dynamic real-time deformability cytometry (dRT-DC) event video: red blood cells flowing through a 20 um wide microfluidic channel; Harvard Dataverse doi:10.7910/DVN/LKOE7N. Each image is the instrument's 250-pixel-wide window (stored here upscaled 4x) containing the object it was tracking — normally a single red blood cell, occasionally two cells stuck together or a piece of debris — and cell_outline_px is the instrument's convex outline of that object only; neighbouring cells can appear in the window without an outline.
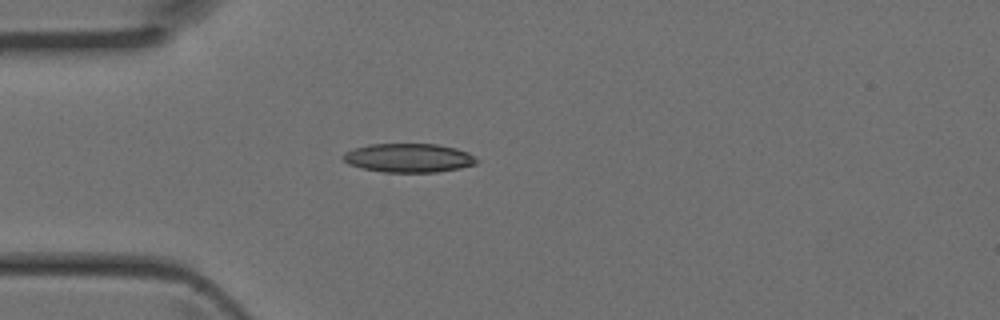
{"species": "Egyptian fruit bat (a non-hibernating species)", "species_latin": "Rousettus aegyptiacus", "temperature_condition": "room temperature", "stored_images_in_passage": 38, "camera_frame_rate_fps": 3000, "um_per_image_px": 0.085, "animal": {"sex": "female"}, "frame": {"image": 1, "passage_image": 6, "time_ms": 1.667, "image_size_px": [1000, 320], "cell_outline_px": [[480, 160], [476, 164], [460, 168], [436, 172], [384, 172], [364, 168], [348, 164], [340, 156], [344, 152], [352, 148], [368, 144], [440, 144], [456, 148], [468, 152]], "centroid_in_image_um": [34.74, 13.41], "position_along_channel_um": 50.3, "area_um2": 22.66}}
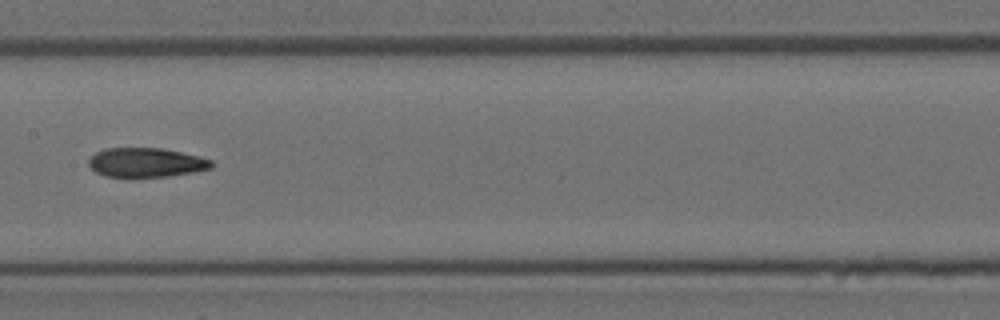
{"frame": {"image": 2, "passage_image": 16, "time_ms": 5.0, "image_size_px": [1000, 320], "cell_outline_px": [[216, 164], [212, 168], [192, 172], [168, 176], [104, 176], [96, 172], [88, 164], [88, 160], [96, 152], [104, 148], [160, 148], [180, 152], [212, 160]], "centroid_in_image_um": [12.42, 13.8], "position_along_channel_um": 195.0, "area_um2": 20.69}}
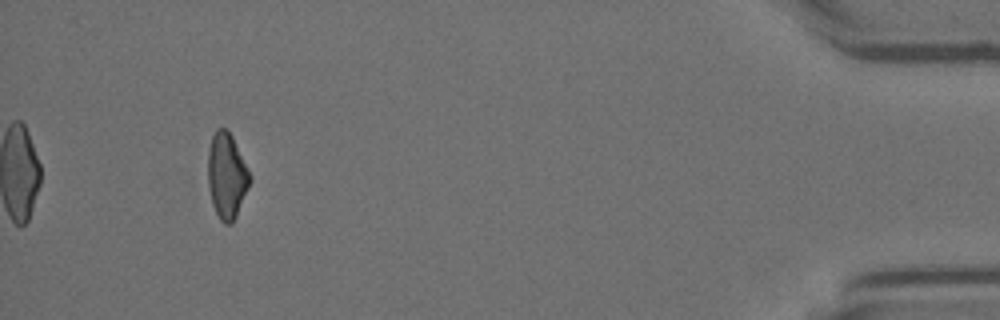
{"frame": {"image": 3, "passage_image": 35, "time_ms": 11.333, "image_size_px": [1000, 320], "cell_outline_px": [[252, 180], [236, 216], [232, 224], [224, 224], [220, 220], [212, 204], [208, 188], [208, 152], [212, 136], [216, 128], [224, 128], [232, 136], [252, 176]], "centroid_in_image_um": [19.28, 14.96], "position_along_channel_um": 415.9, "area_um2": 20.98}}